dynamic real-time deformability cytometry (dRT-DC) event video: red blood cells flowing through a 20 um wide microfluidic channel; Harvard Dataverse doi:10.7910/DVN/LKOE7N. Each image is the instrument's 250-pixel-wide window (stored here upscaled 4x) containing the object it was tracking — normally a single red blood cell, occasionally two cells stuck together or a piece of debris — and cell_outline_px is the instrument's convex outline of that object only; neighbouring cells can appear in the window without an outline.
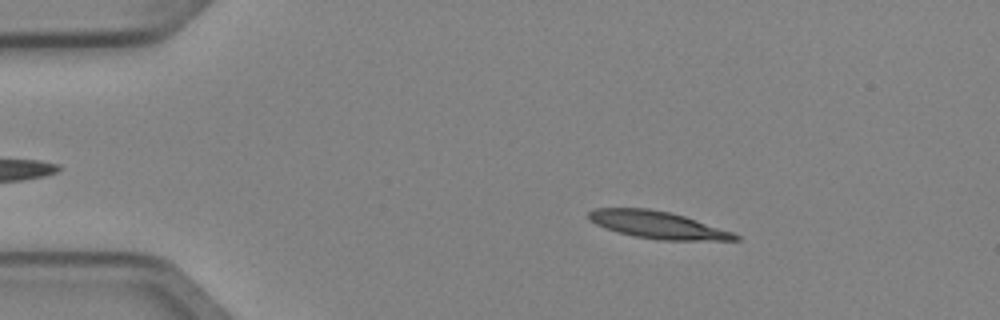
{"species": "Egyptian fruit bat (a non-hibernating species)", "species_latin": "Rousettus aegyptiacus", "temperature_condition": "cold", "stored_images_in_passage": 7, "camera_frame_rate_fps": 3000, "um_per_image_px": 0.085, "animal": {"sex": "female"}, "frame": {"image": 1, "passage_image": 2, "time_ms": 0.333, "image_size_px": [1000, 320], "cell_outline_px": [[740, 240], [660, 240], [636, 236], [620, 232], [596, 224], [588, 220], [588, 212], [592, 208], [648, 208], [668, 212], [684, 216], [732, 232], [740, 236]], "centroid_in_image_um": [55.88, 19.11], "position_along_channel_um": 29.1, "area_um2": 22.89}}
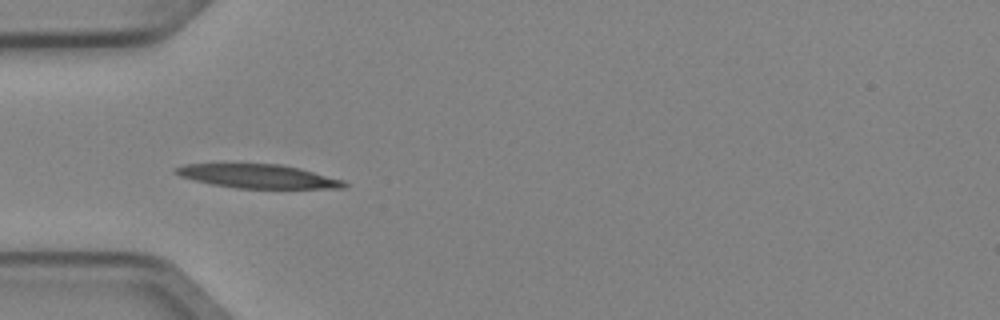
{"frame": {"image": 2, "passage_image": 4, "time_ms": 1.0, "image_size_px": [1000, 320], "cell_outline_px": [[348, 184], [344, 188], [236, 188], [212, 184], [180, 176], [172, 172], [176, 168], [184, 164], [280, 164], [300, 168], [344, 180]], "centroid_in_image_um": [21.95, 14.98], "position_along_channel_um": 63.0, "area_um2": 23.18}}
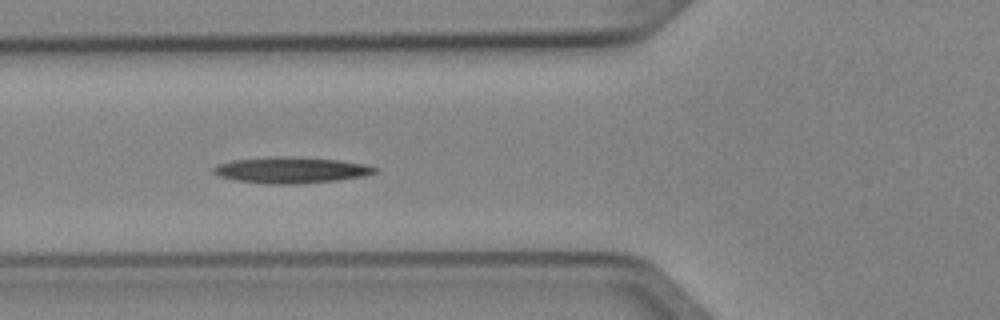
{"frame": {"image": 3, "passage_image": 5, "time_ms": 1.333, "image_size_px": [1000, 320], "cell_outline_px": [[380, 168], [376, 172], [360, 176], [336, 180], [300, 184], [272, 184], [236, 180], [220, 176], [212, 172], [212, 168], [216, 164], [232, 160], [268, 156], [288, 156], [340, 160], [364, 164]], "centroid_in_image_um": [24.69, 14.44], "position_along_channel_um": 101.1, "area_um2": 24.62}}